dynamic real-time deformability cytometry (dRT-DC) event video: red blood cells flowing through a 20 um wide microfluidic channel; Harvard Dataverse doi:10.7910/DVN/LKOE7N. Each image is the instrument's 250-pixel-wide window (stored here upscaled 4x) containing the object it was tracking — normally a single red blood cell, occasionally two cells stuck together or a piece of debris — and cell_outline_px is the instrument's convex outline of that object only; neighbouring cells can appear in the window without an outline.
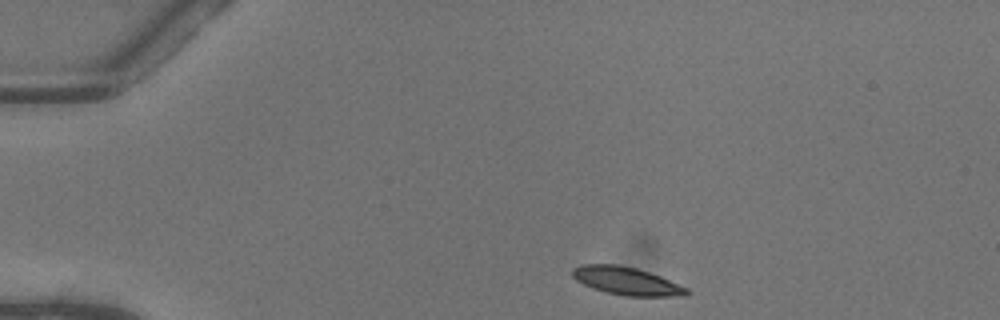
{"species": "common noctule bat (a hibernating species)", "species_latin": "Nyctalus noctula", "temperature_condition": "warm", "stored_images_in_passage": 42, "camera_frame_rate_fps": 3000, "um_per_image_px": 0.085, "animal": {"sex": "female"}, "frame": {"image": 1, "passage_image": 1, "time_ms": 0.0, "image_size_px": [1000, 320], "cell_outline_px": [[692, 292], [688, 296], [624, 296], [604, 292], [592, 288], [576, 280], [572, 276], [572, 268], [580, 264], [616, 264], [636, 268], [660, 276], [688, 288]], "centroid_in_image_um": [53.26, 23.89], "position_along_channel_um": 31.7, "area_um2": 18.79}}
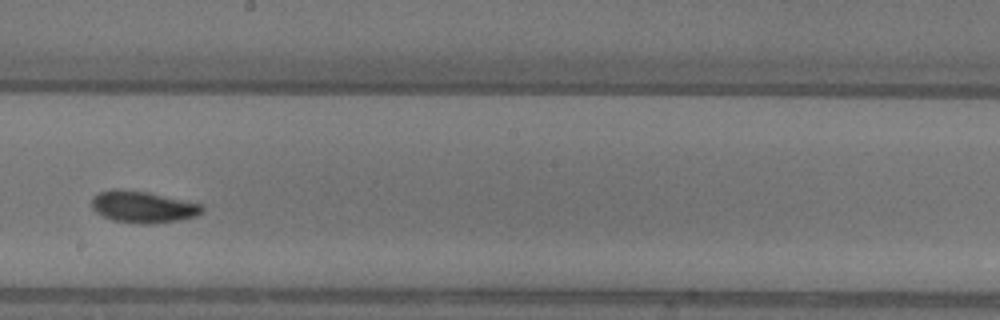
{"frame": {"image": 2, "passage_image": 21, "time_ms": 6.667, "image_size_px": [1000, 320], "cell_outline_px": [[204, 212], [196, 216], [176, 220], [148, 224], [140, 224], [116, 220], [104, 216], [96, 212], [92, 208], [92, 196], [100, 192], [116, 188], [148, 192], [204, 204]], "centroid_in_image_um": [12.18, 17.57], "position_along_channel_um": 236.0, "area_um2": 20.35}}
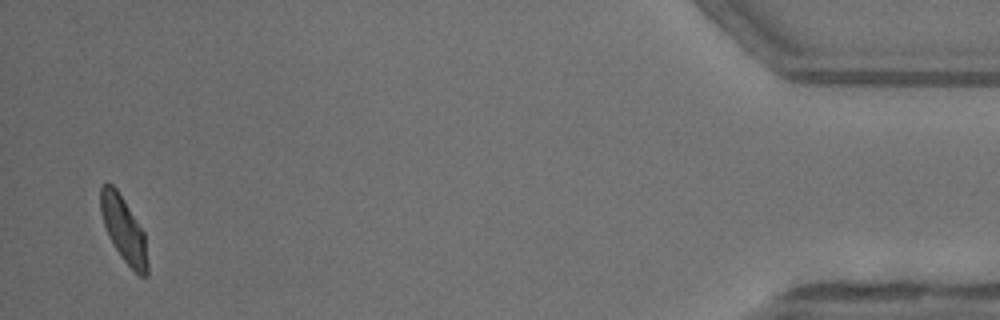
{"frame": {"image": 3, "passage_image": 41, "time_ms": 13.333, "image_size_px": [1000, 320], "cell_outline_px": [[148, 276], [140, 276], [120, 256], [108, 236], [100, 212], [100, 188], [104, 184], [112, 184], [116, 188], [124, 200], [144, 232], [148, 264]], "centroid_in_image_um": [10.51, 19.51], "position_along_channel_um": 424.7, "area_um2": 17.69}, "authors_computed_cell_mechanics": {"area_um2": 18.9873, "velocity_mm_per_s": 4.0516, "shape_relaxation_time_tau1_ms": 3.3155, "shape_relaxation_time_tau2_ms": 2.4295, "deformation_change_tau1": 0.1311, "deformation_change_tau2": 0.0823}}